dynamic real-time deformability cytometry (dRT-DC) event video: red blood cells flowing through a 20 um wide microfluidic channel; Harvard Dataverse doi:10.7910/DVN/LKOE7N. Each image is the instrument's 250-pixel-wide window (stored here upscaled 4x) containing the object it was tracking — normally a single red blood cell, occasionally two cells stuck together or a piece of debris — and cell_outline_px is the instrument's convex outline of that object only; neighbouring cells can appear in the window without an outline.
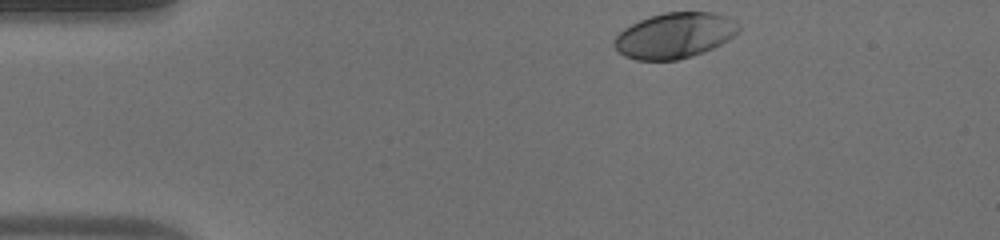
{"species": "human", "species_latin": "Homo sapiens", "temperature_condition": "warm", "stored_images_in_passage": 36, "camera_frame_rate_fps": 3000, "um_per_image_px": 0.085, "donor": {"sex": "male"}, "frame": {"image": 1, "passage_image": 1, "time_ms": 0.0, "image_size_px": [1000, 240], "cell_outline_px": [[740, 28], [728, 40], [704, 52], [692, 56], [676, 60], [636, 60], [624, 56], [612, 44], [612, 40], [624, 28], [640, 20], [664, 12], [712, 12], [724, 16], [740, 24]], "centroid_in_image_um": [57.32, 3.02], "position_along_channel_um": 27.7, "area_um2": 32.83}}
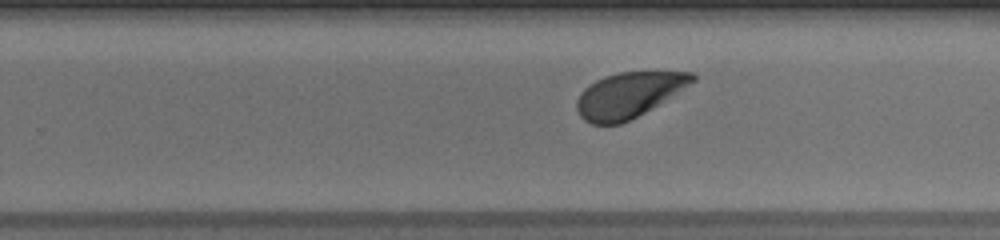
{"frame": {"image": 2, "passage_image": 26, "time_ms": 8.333, "image_size_px": [1000, 240], "cell_outline_px": [[696, 80], [644, 112], [620, 124], [592, 124], [584, 120], [580, 116], [576, 108], [576, 100], [580, 92], [584, 88], [596, 80], [604, 76], [620, 72], [696, 72]], "centroid_in_image_um": [53.39, 8.06], "position_along_channel_um": 276.4, "area_um2": 30.06}}
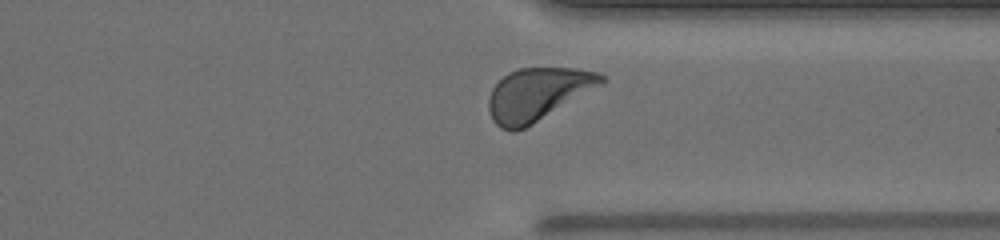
{"frame": {"image": 3, "passage_image": 33, "time_ms": 10.667, "image_size_px": [1000, 240], "cell_outline_px": [[604, 84], [532, 124], [516, 132], [512, 132], [500, 128], [492, 120], [488, 108], [488, 96], [492, 88], [508, 72], [520, 68], [576, 68], [600, 72], [604, 76]], "centroid_in_image_um": [45.7, 8.01], "position_along_channel_um": 365.7, "area_um2": 34.68}, "authors_computed_cell_mechanics": {"area_um2": 32.368, "velocity_mm_per_s": 3.8286, "shape_relaxation_time_tau1_ms": 1.4943, "shape_relaxation_time_tau2_ms": null, "deformation_change_tau1": 0.137, "deformation_change_tau2": null}}